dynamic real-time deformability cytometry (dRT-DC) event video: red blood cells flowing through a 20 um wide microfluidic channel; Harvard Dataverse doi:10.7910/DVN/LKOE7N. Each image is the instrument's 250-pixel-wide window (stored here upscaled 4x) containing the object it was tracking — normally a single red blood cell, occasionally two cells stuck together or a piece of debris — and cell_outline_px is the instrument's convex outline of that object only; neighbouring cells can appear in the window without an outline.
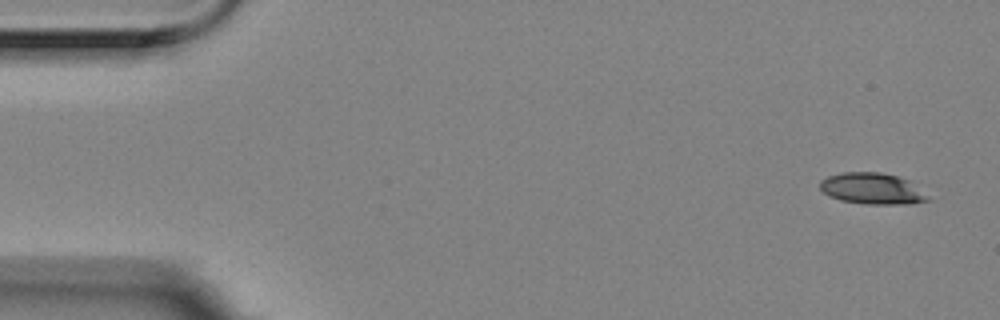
{"species": "Egyptian fruit bat (a non-hibernating species)", "species_latin": "Rousettus aegyptiacus", "temperature_condition": "room temperature", "stored_images_in_passage": 6, "camera_frame_rate_fps": 3000, "um_per_image_px": 0.085, "animal": {"sex": "female"}, "frame": {"image": 1, "passage_image": 1, "time_ms": 0.0, "image_size_px": [1000, 320], "cell_outline_px": [[932, 200], [912, 204], [868, 204], [840, 200], [828, 196], [820, 188], [820, 180], [828, 176], [844, 172], [880, 172], [912, 180]], "centroid_in_image_um": [74.18, 16.03], "position_along_channel_um": 10.8, "area_um2": 19.88}}
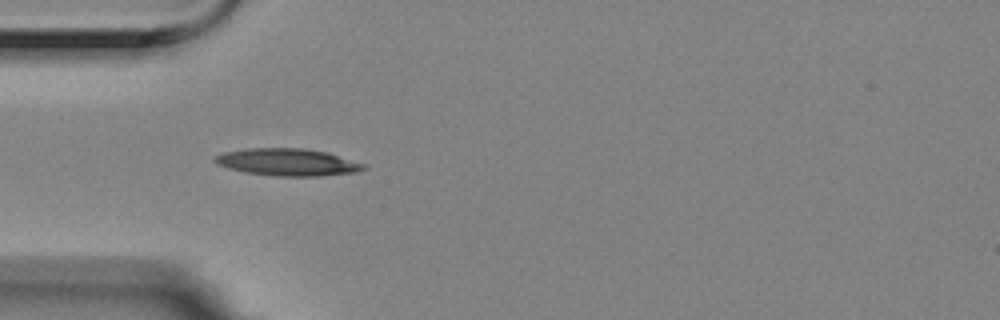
{"frame": {"image": 2, "passage_image": 5, "time_ms": 1.333, "image_size_px": [1000, 320], "cell_outline_px": [[368, 168], [356, 172], [320, 176], [276, 176], [244, 172], [228, 168], [216, 164], [212, 160], [216, 156], [224, 152], [244, 148], [304, 148], [328, 152], [364, 164]], "centroid_in_image_um": [24.42, 13.78], "position_along_channel_um": 60.6, "area_um2": 23.7}}
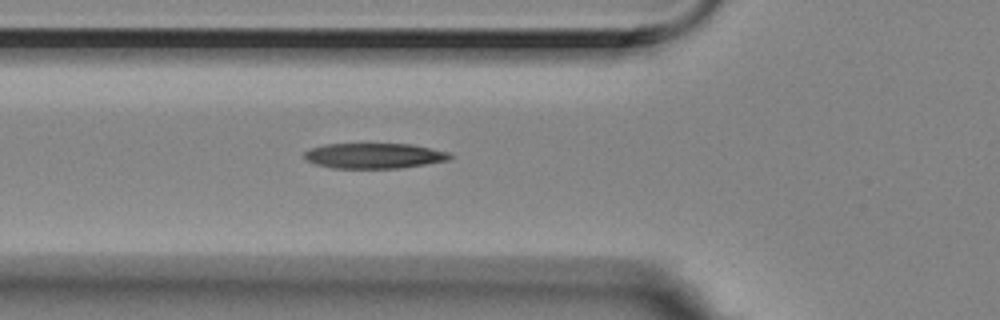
{"frame": {"image": 3, "passage_image": 6, "time_ms": 1.667, "image_size_px": [1000, 320], "cell_outline_px": [[452, 156], [448, 160], [428, 164], [400, 168], [332, 168], [316, 164], [304, 160], [304, 152], [308, 148], [324, 144], [412, 144], [448, 152]], "centroid_in_image_um": [31.76, 13.24], "position_along_channel_um": 94.0, "area_um2": 21.62}}